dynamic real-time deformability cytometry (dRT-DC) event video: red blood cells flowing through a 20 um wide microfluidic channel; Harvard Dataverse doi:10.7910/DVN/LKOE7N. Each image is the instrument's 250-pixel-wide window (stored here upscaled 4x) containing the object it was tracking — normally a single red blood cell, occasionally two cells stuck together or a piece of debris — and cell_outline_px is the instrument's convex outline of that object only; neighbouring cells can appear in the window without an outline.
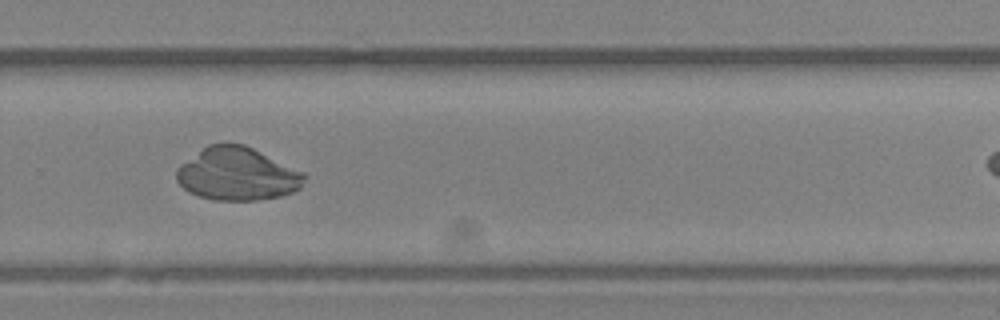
{"species": "Egyptian fruit bat (a non-hibernating species)", "species_latin": "Rousettus aegyptiacus", "temperature_condition": "room temperature", "stored_images_in_passage": 36, "camera_frame_rate_fps": 3000, "um_per_image_px": 0.085, "animal": {"sex": "female"}, "frame": {"image": 1, "passage_image": 30, "time_ms": 9.667, "image_size_px": [1000, 320], "cell_outline_px": [[308, 176], [300, 188], [292, 192], [280, 196], [256, 200], [216, 200], [200, 196], [188, 192], [176, 180], [176, 168], [180, 164], [208, 144], [244, 144], [304, 172]], "centroid_in_image_um": [20.17, 14.79], "position_along_channel_um": 309.6, "area_um2": 39.36}}
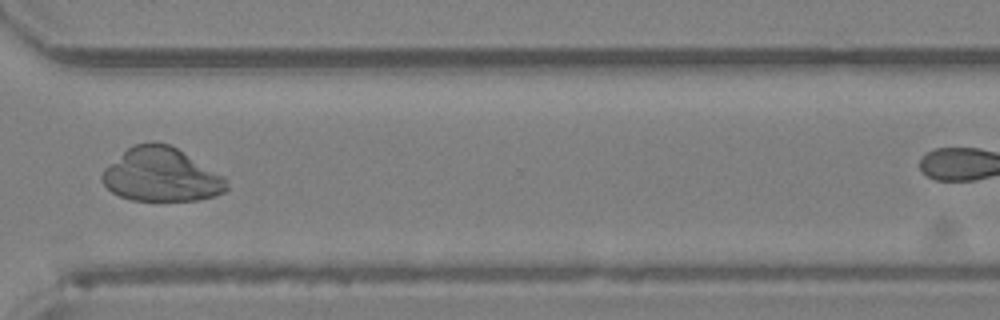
{"frame": {"image": 2, "passage_image": 33, "time_ms": 10.667, "image_size_px": [1000, 320], "cell_outline_px": [[228, 188], [224, 192], [216, 196], [200, 200], [132, 200], [120, 196], [112, 192], [100, 180], [100, 176], [104, 168], [128, 148], [136, 144], [152, 140], [168, 144], [176, 148], [224, 176], [228, 180]], "centroid_in_image_um": [13.71, 14.86], "position_along_channel_um": 356.9, "area_um2": 38.96}}